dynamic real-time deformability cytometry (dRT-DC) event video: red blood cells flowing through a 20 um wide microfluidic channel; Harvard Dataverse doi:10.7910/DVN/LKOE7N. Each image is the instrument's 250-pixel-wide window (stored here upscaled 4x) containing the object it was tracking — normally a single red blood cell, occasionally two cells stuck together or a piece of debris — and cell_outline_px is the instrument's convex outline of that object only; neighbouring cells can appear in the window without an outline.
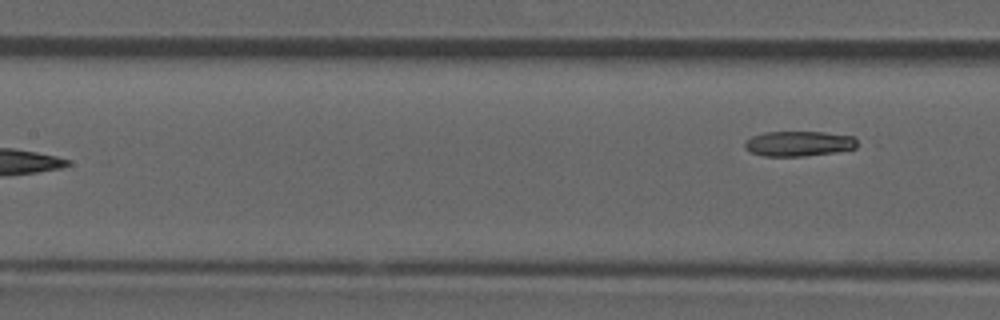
{"species": "common noctule bat (a hibernating species)", "species_latin": "Nyctalus noctula", "temperature_condition": "room temperature", "stored_images_in_passage": 7, "camera_frame_rate_fps": 3000, "um_per_image_px": 0.085, "animal": {"sex": "male", "forearm_length_mm": 52.5}, "frame": {"image": 1, "passage_image": 7, "time_ms": 2.0, "image_size_px": [1000, 320], "cell_outline_px": [[864, 144], [856, 148], [836, 152], [804, 156], [764, 156], [752, 152], [744, 148], [744, 144], [752, 136], [768, 132], [824, 132], [852, 136]], "centroid_in_image_um": [67.99, 12.21], "position_along_channel_um": 139.4, "area_um2": 16.59}}